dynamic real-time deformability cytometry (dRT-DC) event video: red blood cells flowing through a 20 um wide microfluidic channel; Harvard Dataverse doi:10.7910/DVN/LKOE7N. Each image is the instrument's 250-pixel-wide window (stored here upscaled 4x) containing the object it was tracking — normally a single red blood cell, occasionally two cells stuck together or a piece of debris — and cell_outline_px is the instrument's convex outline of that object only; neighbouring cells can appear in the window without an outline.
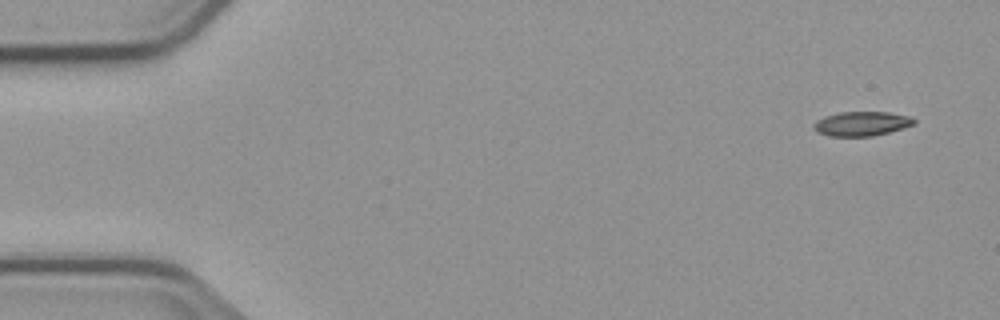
{"species": "common noctule bat (a hibernating species)", "species_latin": "Nyctalus noctula", "temperature_condition": "cold", "stored_images_in_passage": 5, "camera_frame_rate_fps": 3000, "um_per_image_px": 0.085, "animal": {"sex": "male", "body_mass_g": 23.1, "forearm_length_mm": 52.7}, "frame": {"image": 1, "passage_image": 1, "time_ms": 0.0, "image_size_px": [1000, 320], "cell_outline_px": [[916, 124], [888, 132], [872, 136], [828, 136], [816, 132], [812, 128], [812, 124], [816, 120], [824, 116], [840, 112], [888, 112], [912, 116], [916, 120]], "centroid_in_image_um": [73.22, 10.51], "position_along_channel_um": 11.8, "area_um2": 14.45}}
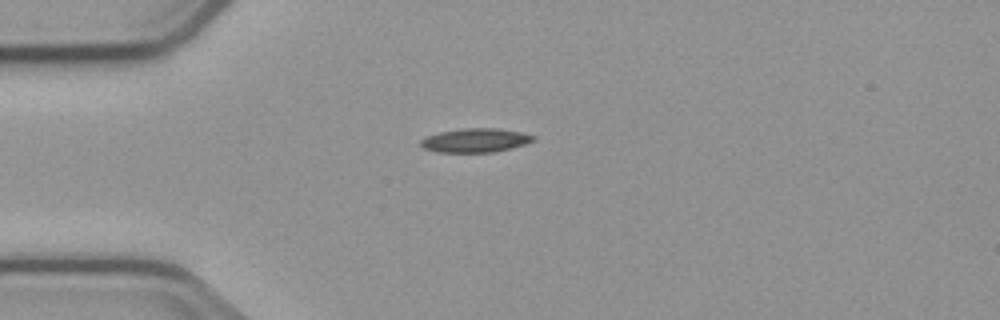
{"frame": {"image": 2, "passage_image": 4, "time_ms": 3.667, "image_size_px": [1000, 320], "cell_outline_px": [[536, 140], [524, 144], [492, 152], [436, 152], [424, 148], [420, 144], [420, 140], [428, 136], [440, 132], [464, 128], [496, 128], [520, 132], [536, 136]], "centroid_in_image_um": [40.4, 11.92], "position_along_channel_um": 44.6, "area_um2": 15.49}}
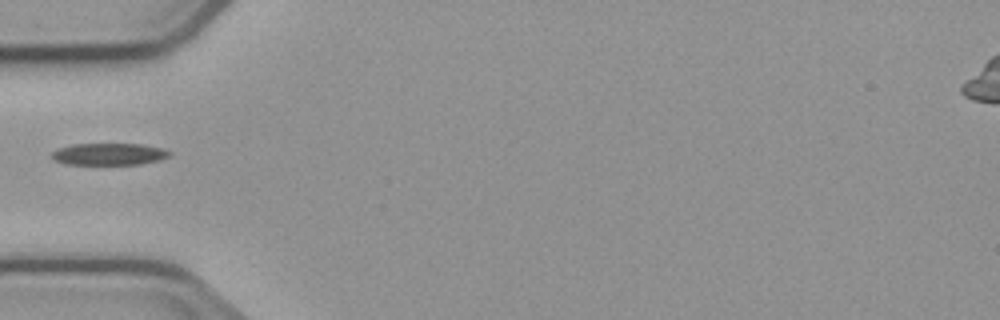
{"frame": {"image": 3, "passage_image": 5, "time_ms": 5.0, "image_size_px": [1000, 320], "cell_outline_px": [[172, 156], [160, 160], [140, 164], [64, 164], [52, 160], [52, 152], [60, 148], [72, 144], [140, 144], [160, 148], [172, 152]], "centroid_in_image_um": [9.28, 13.1], "position_along_channel_um": 75.7, "area_um2": 15.03}}